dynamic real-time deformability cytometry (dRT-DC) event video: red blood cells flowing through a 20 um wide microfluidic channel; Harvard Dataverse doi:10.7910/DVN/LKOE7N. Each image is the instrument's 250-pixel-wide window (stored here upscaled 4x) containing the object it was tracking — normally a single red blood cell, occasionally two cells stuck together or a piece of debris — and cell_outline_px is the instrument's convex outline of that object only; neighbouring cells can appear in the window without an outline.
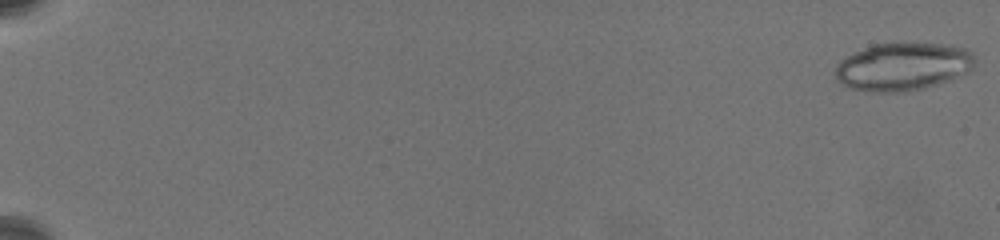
{"species": "common noctule bat (a hibernating species)", "species_latin": "Nyctalus noctula", "temperature_condition": "warm", "stored_images_in_passage": 55, "segment_of_instrument_passage": [1, 2], "camera_frame_rate_fps": 3000, "um_per_image_px": 0.085, "animal": {"sex": "female", "body_mass_g": 19.5, "forearm_length_mm": 54.1}, "frame": {"image": 1, "passage_image": 1, "time_ms": 0.0, "image_size_px": [1000, 240], "cell_outline_px": [[976, 60], [972, 68], [968, 72], [948, 80], [924, 88], [904, 92], [876, 92], [852, 88], [836, 80], [832, 72], [836, 64], [840, 60], [872, 44], [896, 40], [916, 40], [944, 44], [964, 48]], "centroid_in_image_um": [76.71, 5.61], "position_along_channel_um": 8.3, "area_um2": 39.88}}